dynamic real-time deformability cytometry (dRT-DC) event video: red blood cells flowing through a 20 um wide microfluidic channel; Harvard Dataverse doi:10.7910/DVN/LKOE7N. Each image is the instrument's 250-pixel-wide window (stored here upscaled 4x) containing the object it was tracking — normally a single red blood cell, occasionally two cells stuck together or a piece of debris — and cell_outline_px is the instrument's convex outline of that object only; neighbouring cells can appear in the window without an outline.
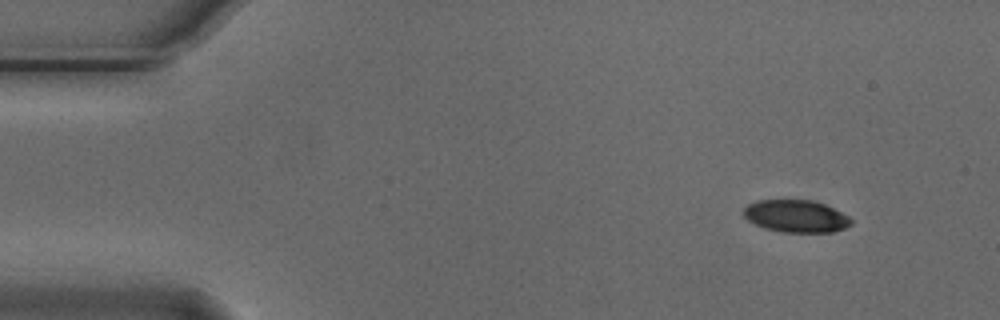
{"species": "Egyptian fruit bat (a non-hibernating species)", "species_latin": "Rousettus aegyptiacus", "temperature_condition": "cold", "stored_images_in_passage": 4, "camera_frame_rate_fps": 3000, "um_per_image_px": 0.085, "animal": {"sex": "male"}, "frame": {"image": 1, "passage_image": 1, "time_ms": 0.0, "image_size_px": [1000, 320], "cell_outline_px": [[852, 224], [844, 228], [832, 232], [784, 232], [764, 228], [748, 220], [744, 216], [744, 208], [748, 204], [760, 200], [812, 200], [824, 204], [848, 216], [852, 220]], "centroid_in_image_um": [67.66, 18.37], "position_along_channel_um": 17.3, "area_um2": 20.06}}
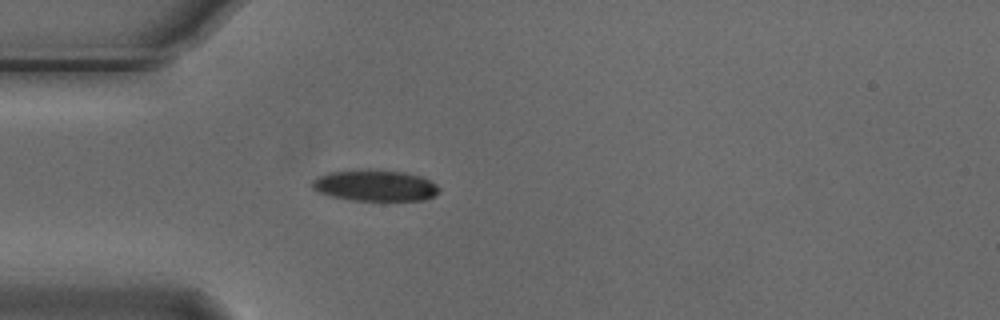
{"frame": {"image": 2, "passage_image": 4, "time_ms": 1.0, "image_size_px": [1000, 320], "cell_outline_px": [[440, 192], [436, 196], [424, 200], [352, 200], [332, 196], [320, 192], [312, 188], [312, 180], [328, 172], [368, 168], [404, 172], [420, 176], [436, 184], [440, 188]], "centroid_in_image_um": [31.91, 15.75], "position_along_channel_um": 53.1, "area_um2": 23.24}}